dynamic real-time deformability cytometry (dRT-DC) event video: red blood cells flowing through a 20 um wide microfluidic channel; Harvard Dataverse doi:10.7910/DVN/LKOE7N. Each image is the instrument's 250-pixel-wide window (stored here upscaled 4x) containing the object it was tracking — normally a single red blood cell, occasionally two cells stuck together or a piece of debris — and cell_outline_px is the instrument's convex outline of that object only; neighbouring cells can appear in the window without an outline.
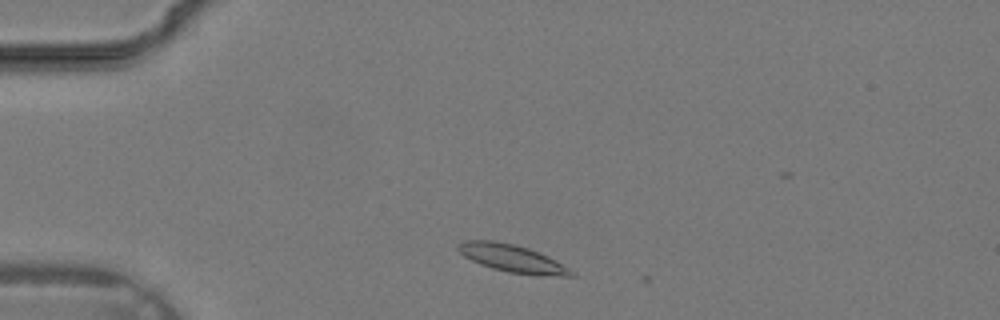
{"species": "common noctule bat (a hibernating species)", "species_latin": "Nyctalus noctula", "temperature_condition": "warm", "stored_images_in_passage": 4, "camera_frame_rate_fps": 3000, "um_per_image_px": 0.085, "animal": {"sex": "male", "body_mass_g": 19.2, "forearm_length_mm": 51.8}, "frame": {"image": 1, "passage_image": 3, "time_ms": 0.667, "image_size_px": [1000, 320], "cell_outline_px": [[576, 276], [560, 276], [508, 272], [492, 268], [480, 264], [464, 256], [456, 248], [456, 244], [464, 240], [496, 240], [516, 244], [528, 248], [548, 256], [576, 272]], "centroid_in_image_um": [43.51, 21.94], "position_along_channel_um": 41.5, "area_um2": 18.15}}